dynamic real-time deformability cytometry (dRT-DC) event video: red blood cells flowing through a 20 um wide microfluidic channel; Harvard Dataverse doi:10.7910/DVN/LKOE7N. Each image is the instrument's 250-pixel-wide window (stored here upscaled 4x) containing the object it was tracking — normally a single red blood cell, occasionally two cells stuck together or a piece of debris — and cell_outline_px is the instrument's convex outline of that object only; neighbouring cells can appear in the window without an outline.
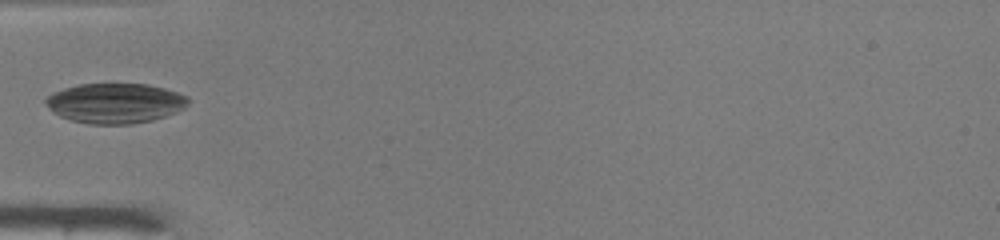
{"species": "common noctule bat (a hibernating species)", "species_latin": "Nyctalus noctula", "temperature_condition": "warm", "stored_images_in_passage": 30, "camera_frame_rate_fps": 3000, "um_per_image_px": 0.085, "animal": {"sex": "male", "body_mass_g": 19.0, "forearm_length_mm": 50.8}, "frame": {"image": 1, "passage_image": 1, "time_ms": 0.0, "image_size_px": [1000, 240], "cell_outline_px": [[188, 104], [184, 108], [176, 112], [152, 120], [132, 124], [88, 124], [72, 120], [60, 116], [52, 112], [44, 104], [44, 100], [48, 96], [64, 88], [80, 84], [148, 84], [164, 88], [188, 96]], "centroid_in_image_um": [9.78, 8.77], "position_along_channel_um": 75.2, "area_um2": 33.18}}
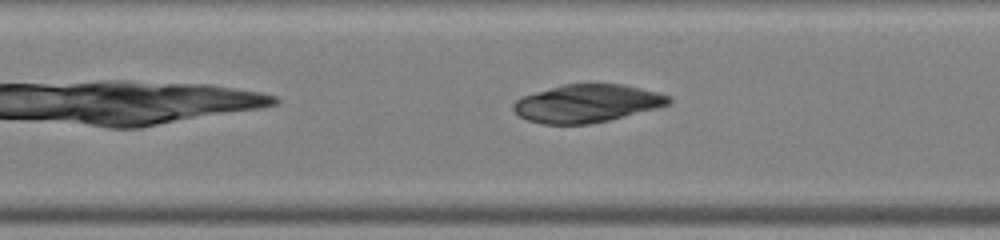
{"frame": {"image": 2, "passage_image": 7, "time_ms": 2.0, "image_size_px": [1000, 240], "cell_outline_px": [[672, 100], [668, 104], [656, 108], [608, 120], [588, 124], [544, 124], [528, 120], [520, 116], [512, 108], [512, 104], [516, 100], [524, 96], [536, 92], [564, 84], [620, 84], [640, 88], [672, 96]], "centroid_in_image_um": [49.89, 8.79], "position_along_channel_um": 157.5, "area_um2": 33.87}}
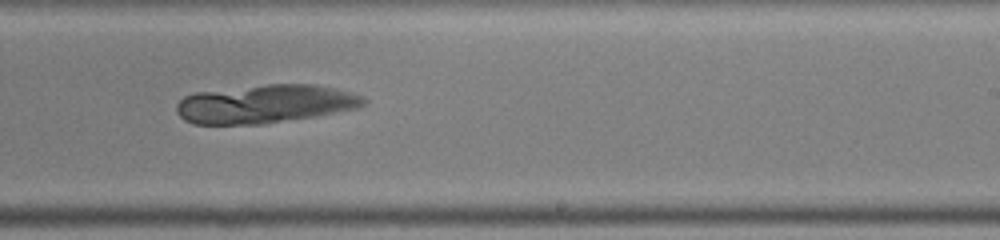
{"frame": {"image": 3, "passage_image": 15, "time_ms": 4.667, "image_size_px": [1000, 240], "cell_outline_px": [[368, 104], [356, 108], [312, 116], [264, 124], [192, 124], [184, 120], [176, 112], [176, 104], [184, 96], [196, 92], [268, 84], [316, 84], [352, 92], [364, 96], [368, 100]], "centroid_in_image_um": [22.54, 8.83], "position_along_channel_um": 266.5, "area_um2": 41.96}}